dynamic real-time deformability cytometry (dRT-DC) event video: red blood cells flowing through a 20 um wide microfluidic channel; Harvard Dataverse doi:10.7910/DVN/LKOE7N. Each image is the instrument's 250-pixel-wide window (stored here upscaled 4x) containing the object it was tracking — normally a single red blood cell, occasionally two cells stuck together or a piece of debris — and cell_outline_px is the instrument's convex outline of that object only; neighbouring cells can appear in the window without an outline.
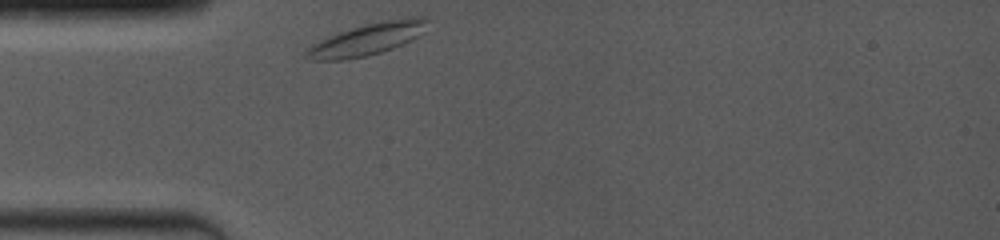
{"species": "common noctule bat (a hibernating species)", "species_latin": "Nyctalus noctula", "temperature_condition": "room temperature", "stored_images_in_passage": 1, "camera_frame_rate_fps": 4000, "um_per_image_px": 0.085, "animal": {"sex": "female", "body_mass_g": 19.0, "forearm_length_mm": 53.3}, "frame": {"image": 1, "passage_image": 1, "time_ms": 0.0, "image_size_px": [1000, 240], "cell_outline_px": [[428, 20], [424, 32], [392, 48], [368, 56], [344, 60], [312, 60], [304, 56], [304, 52], [312, 44], [328, 36], [352, 28], [368, 24], [388, 20], [420, 16], [424, 16]], "centroid_in_image_um": [31.17, 3.35], "position_along_channel_um": 53.8, "area_um2": 22.02}}